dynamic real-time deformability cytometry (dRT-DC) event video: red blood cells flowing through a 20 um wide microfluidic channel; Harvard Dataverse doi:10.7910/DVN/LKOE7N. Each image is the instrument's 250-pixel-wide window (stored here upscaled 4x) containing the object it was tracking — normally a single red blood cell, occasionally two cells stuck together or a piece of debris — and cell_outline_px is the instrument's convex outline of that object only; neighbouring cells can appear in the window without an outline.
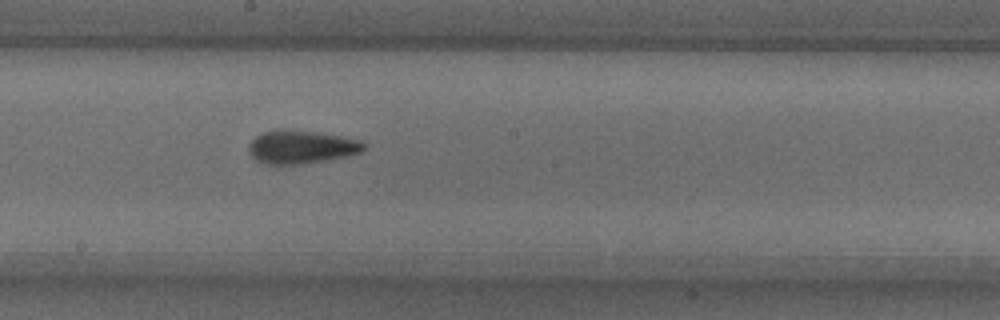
{"species": "common noctule bat (a hibernating species)", "species_latin": "Nyctalus noctula", "temperature_condition": "warm", "stored_images_in_passage": 34, "camera_frame_rate_fps": 3000, "um_per_image_px": 0.085, "animal": {"sex": "male", "body_mass_g": 18.8}, "frame": {"image": 1, "passage_image": 15, "time_ms": 4.667, "image_size_px": [1000, 320], "cell_outline_px": [[368, 144], [360, 152], [344, 156], [324, 160], [300, 164], [268, 164], [256, 160], [252, 156], [248, 148], [248, 144], [256, 136], [264, 132], [280, 128], [284, 128], [316, 132], [344, 136], [360, 140]], "centroid_in_image_um": [25.6, 12.47], "position_along_channel_um": 222.6, "area_um2": 22.31}, "authors_computed_cell_mechanics": {"area_um2": 20.9814, "velocity_mm_per_s": 3.8145, "shape_relaxation_time_tau1_ms": 5.1546, "shape_relaxation_time_tau2_ms": 3.0658, "deformation_change_tau1": 0.1732, "deformation_change_tau2": 0.1092}}